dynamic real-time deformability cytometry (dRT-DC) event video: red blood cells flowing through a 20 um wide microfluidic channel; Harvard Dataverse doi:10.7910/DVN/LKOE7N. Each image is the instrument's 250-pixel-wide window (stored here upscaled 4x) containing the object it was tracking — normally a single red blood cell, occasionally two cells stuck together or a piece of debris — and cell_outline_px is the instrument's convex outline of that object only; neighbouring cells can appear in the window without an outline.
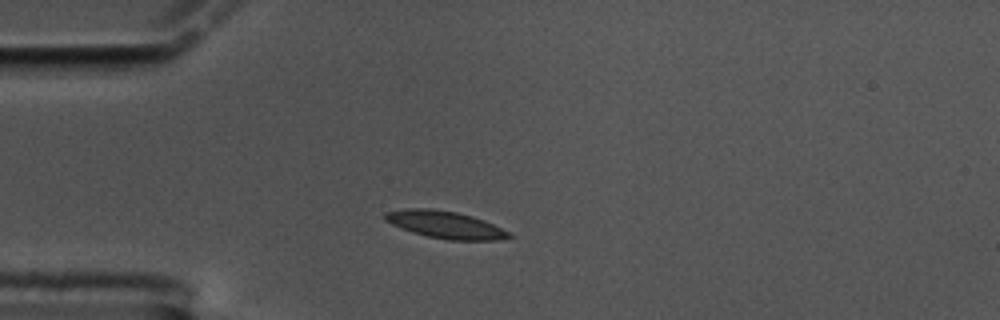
{"species": "common noctule bat (a hibernating species)", "species_latin": "Nyctalus noctula", "temperature_condition": "cold", "stored_images_in_passage": 46, "camera_frame_rate_fps": 3000, "um_per_image_px": 0.085, "animal": {"sex": "male", "body_mass_g": 17.5, "forearm_length_mm": 52.3}, "frame": {"image": 1, "passage_image": 1, "time_ms": 0.0, "image_size_px": [1000, 320], "cell_outline_px": [[512, 236], [500, 240], [448, 240], [428, 236], [412, 232], [392, 224], [384, 220], [384, 212], [408, 208], [432, 208], [456, 212], [472, 216], [484, 220], [512, 232]], "centroid_in_image_um": [37.87, 19.1], "position_along_channel_um": 47.1, "area_um2": 19.77}}
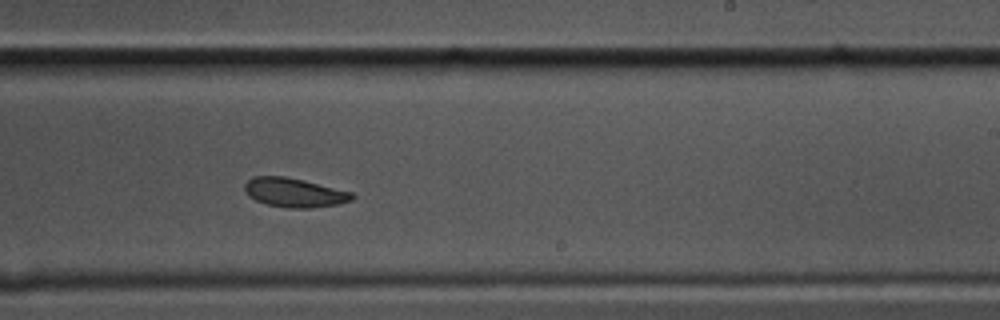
{"frame": {"image": 2, "passage_image": 22, "time_ms": 7.0, "image_size_px": [1000, 320], "cell_outline_px": [[356, 196], [352, 200], [336, 204], [308, 208], [288, 208], [268, 204], [256, 200], [248, 196], [244, 192], [244, 184], [252, 176], [284, 176], [304, 180], [352, 192]], "centroid_in_image_um": [24.99, 16.36], "position_along_channel_um": 264.0, "area_um2": 18.21}}
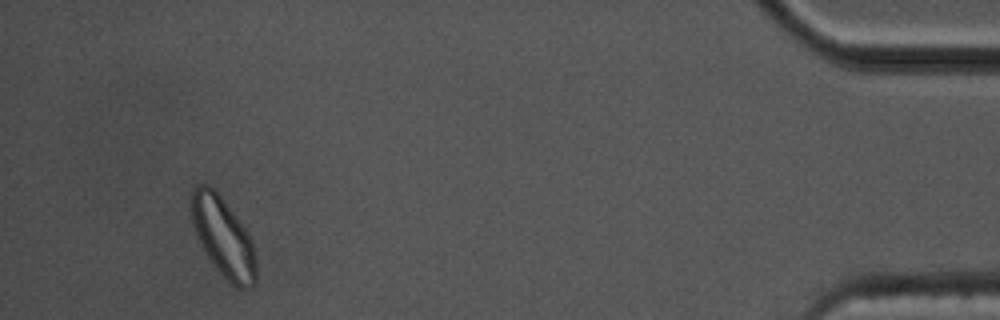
{"frame": {"image": 3, "passage_image": 42, "time_ms": 13.667, "image_size_px": [1000, 320], "cell_outline_px": [[256, 280], [252, 288], [240, 288], [232, 284], [212, 264], [196, 232], [192, 220], [192, 188], [196, 184], [208, 184], [220, 196], [240, 220], [248, 232], [252, 240], [256, 256]], "centroid_in_image_um": [19.01, 20.15], "position_along_channel_um": 416.2, "area_um2": 29.59}, "authors_computed_cell_mechanics": {"area_um2": 19.1029, "velocity_mm_per_s": 3.3254, "shape_relaxation_time_tau1_ms": 4.2232, "shape_relaxation_time_tau2_ms": 7.1768, "deformation_change_tau1": 0.1095, "deformation_change_tau2": 0.1163}}